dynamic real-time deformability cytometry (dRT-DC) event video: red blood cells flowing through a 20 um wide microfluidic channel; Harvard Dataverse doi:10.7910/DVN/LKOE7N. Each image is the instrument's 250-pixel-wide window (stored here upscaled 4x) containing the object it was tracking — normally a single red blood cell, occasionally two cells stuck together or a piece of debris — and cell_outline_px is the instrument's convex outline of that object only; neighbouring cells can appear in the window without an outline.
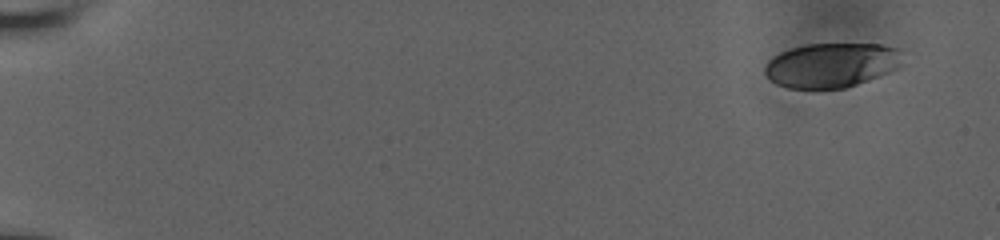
{"species": "human", "species_latin": "Homo sapiens", "temperature_condition": "room temperature", "stored_images_in_passage": 54, "camera_frame_rate_fps": 3000, "um_per_image_px": 0.085, "donor": {"sex": "male"}, "frame": {"image": 1, "passage_image": 1, "time_ms": 0.0, "image_size_px": [1000, 240], "cell_outline_px": [[900, 64], [896, 68], [880, 76], [844, 88], [788, 88], [776, 84], [764, 72], [764, 68], [768, 60], [772, 56], [780, 52], [792, 48], [808, 44], [880, 44], [896, 48]], "centroid_in_image_um": [70.61, 5.53], "position_along_channel_um": 14.4, "area_um2": 35.26}}
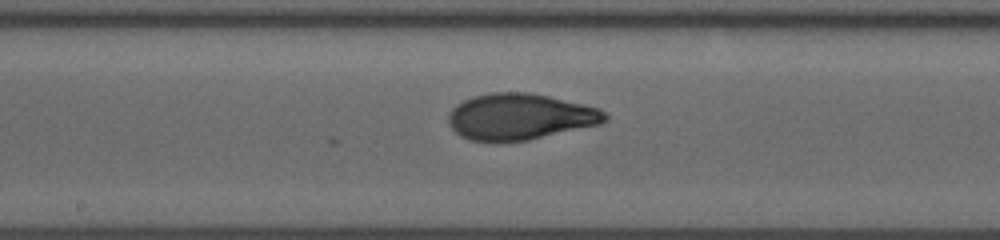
{"frame": {"image": 2, "passage_image": 30, "time_ms": 9.667, "image_size_px": [1000, 240], "cell_outline_px": [[608, 120], [600, 124], [528, 140], [500, 144], [496, 144], [468, 140], [460, 136], [448, 124], [448, 112], [456, 104], [472, 96], [492, 92], [528, 92], [548, 96], [600, 108], [608, 116]], "centroid_in_image_um": [44.14, 9.94], "position_along_channel_um": 204.1, "area_um2": 42.89}}
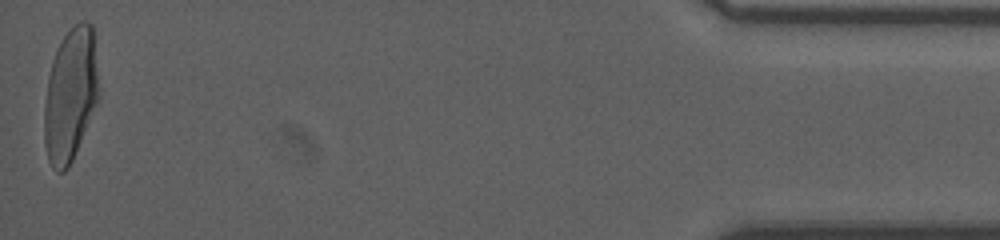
{"frame": {"image": 3, "passage_image": 54, "time_ms": 17.667, "image_size_px": [1000, 240], "cell_outline_px": [[100, 96], [72, 160], [68, 168], [64, 172], [56, 172], [52, 168], [48, 160], [44, 140], [44, 104], [48, 76], [52, 60], [60, 40], [80, 20], [84, 20], [92, 24], [100, 88]], "centroid_in_image_um": [5.99, 8.06], "position_along_channel_um": 429.2, "area_um2": 42.6}, "authors_computed_cell_mechanics": {"area_um2": 40.9802, "velocity_mm_per_s": 3.8378, "shape_relaxation_time_tau1_ms": 6.3242, "shape_relaxation_time_tau2_ms": 0.851, "deformation_change_tau1": 0.2427, "deformation_change_tau2": 0.0638}}